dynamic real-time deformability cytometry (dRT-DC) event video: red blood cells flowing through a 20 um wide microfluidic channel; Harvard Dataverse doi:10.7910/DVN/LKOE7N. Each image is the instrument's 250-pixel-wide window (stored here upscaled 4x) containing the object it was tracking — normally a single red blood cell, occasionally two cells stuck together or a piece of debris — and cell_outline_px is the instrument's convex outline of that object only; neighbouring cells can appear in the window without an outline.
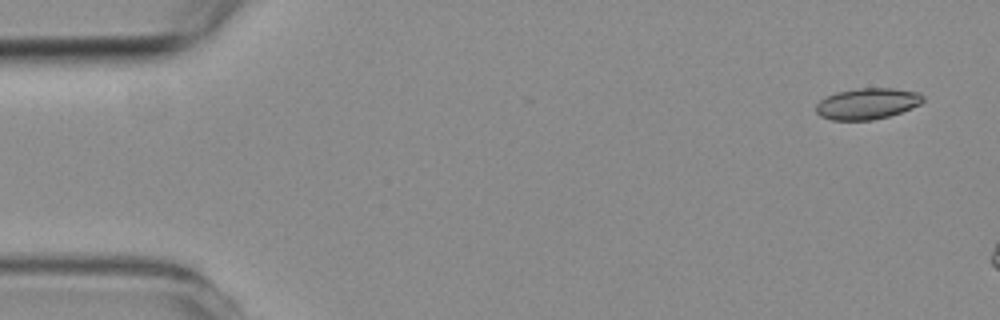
{"species": "common noctule bat (a hibernating species)", "species_latin": "Nyctalus noctula", "temperature_condition": "room temperature", "stored_images_in_passage": 2, "camera_frame_rate_fps": 3000, "um_per_image_px": 0.085, "animal": {"sex": "female", "body_mass_g": 19.3, "forearm_length_mm": 54.1}, "frame": {"image": 1, "passage_image": 1, "time_ms": 0.0, "image_size_px": [1000, 320], "cell_outline_px": [[924, 100], [920, 104], [912, 108], [888, 116], [872, 120], [832, 120], [820, 116], [816, 112], [816, 104], [820, 100], [836, 92], [856, 88], [892, 88], [920, 92], [924, 96]], "centroid_in_image_um": [73.73, 8.8], "position_along_channel_um": 11.3, "area_um2": 19.48}}